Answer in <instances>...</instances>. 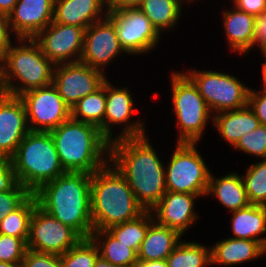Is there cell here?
Wrapping results in <instances>:
<instances>
[{
	"label": "cell",
	"instance_id": "cell-1",
	"mask_svg": "<svg viewBox=\"0 0 266 267\" xmlns=\"http://www.w3.org/2000/svg\"><path fill=\"white\" fill-rule=\"evenodd\" d=\"M109 161L125 177L145 211H150L167 192L165 165L147 135L110 142Z\"/></svg>",
	"mask_w": 266,
	"mask_h": 267
},
{
	"label": "cell",
	"instance_id": "cell-2",
	"mask_svg": "<svg viewBox=\"0 0 266 267\" xmlns=\"http://www.w3.org/2000/svg\"><path fill=\"white\" fill-rule=\"evenodd\" d=\"M91 179L85 172H66L43 184L34 195L38 206L70 226L82 238L93 232L91 217Z\"/></svg>",
	"mask_w": 266,
	"mask_h": 267
},
{
	"label": "cell",
	"instance_id": "cell-3",
	"mask_svg": "<svg viewBox=\"0 0 266 267\" xmlns=\"http://www.w3.org/2000/svg\"><path fill=\"white\" fill-rule=\"evenodd\" d=\"M145 212L125 177L110 161L92 174L91 217L94 230L136 219Z\"/></svg>",
	"mask_w": 266,
	"mask_h": 267
},
{
	"label": "cell",
	"instance_id": "cell-4",
	"mask_svg": "<svg viewBox=\"0 0 266 267\" xmlns=\"http://www.w3.org/2000/svg\"><path fill=\"white\" fill-rule=\"evenodd\" d=\"M50 134L66 172L93 174L109 162L110 141L94 125L70 118Z\"/></svg>",
	"mask_w": 266,
	"mask_h": 267
},
{
	"label": "cell",
	"instance_id": "cell-5",
	"mask_svg": "<svg viewBox=\"0 0 266 267\" xmlns=\"http://www.w3.org/2000/svg\"><path fill=\"white\" fill-rule=\"evenodd\" d=\"M15 40L19 45L13 46L12 43L0 67L1 92L19 96L28 90L52 84L56 65L43 54L38 43L33 38Z\"/></svg>",
	"mask_w": 266,
	"mask_h": 267
},
{
	"label": "cell",
	"instance_id": "cell-6",
	"mask_svg": "<svg viewBox=\"0 0 266 267\" xmlns=\"http://www.w3.org/2000/svg\"><path fill=\"white\" fill-rule=\"evenodd\" d=\"M11 161L17 181L31 193L66 173L50 132L29 131Z\"/></svg>",
	"mask_w": 266,
	"mask_h": 267
},
{
	"label": "cell",
	"instance_id": "cell-7",
	"mask_svg": "<svg viewBox=\"0 0 266 267\" xmlns=\"http://www.w3.org/2000/svg\"><path fill=\"white\" fill-rule=\"evenodd\" d=\"M173 111L178 123V142L198 143L213 114L193 82L183 73L171 74Z\"/></svg>",
	"mask_w": 266,
	"mask_h": 267
},
{
	"label": "cell",
	"instance_id": "cell-8",
	"mask_svg": "<svg viewBox=\"0 0 266 267\" xmlns=\"http://www.w3.org/2000/svg\"><path fill=\"white\" fill-rule=\"evenodd\" d=\"M197 144L177 142L165 166L166 191L205 197L211 171L197 150Z\"/></svg>",
	"mask_w": 266,
	"mask_h": 267
},
{
	"label": "cell",
	"instance_id": "cell-9",
	"mask_svg": "<svg viewBox=\"0 0 266 267\" xmlns=\"http://www.w3.org/2000/svg\"><path fill=\"white\" fill-rule=\"evenodd\" d=\"M196 86L211 113H220L248 105L250 87L238 77L224 72L198 70L183 72Z\"/></svg>",
	"mask_w": 266,
	"mask_h": 267
},
{
	"label": "cell",
	"instance_id": "cell-10",
	"mask_svg": "<svg viewBox=\"0 0 266 267\" xmlns=\"http://www.w3.org/2000/svg\"><path fill=\"white\" fill-rule=\"evenodd\" d=\"M121 47L127 55H143L156 48L161 33L138 7H124L108 11Z\"/></svg>",
	"mask_w": 266,
	"mask_h": 267
},
{
	"label": "cell",
	"instance_id": "cell-11",
	"mask_svg": "<svg viewBox=\"0 0 266 267\" xmlns=\"http://www.w3.org/2000/svg\"><path fill=\"white\" fill-rule=\"evenodd\" d=\"M19 98L24 104L30 131L50 132L71 118V108L53 84L28 90Z\"/></svg>",
	"mask_w": 266,
	"mask_h": 267
},
{
	"label": "cell",
	"instance_id": "cell-12",
	"mask_svg": "<svg viewBox=\"0 0 266 267\" xmlns=\"http://www.w3.org/2000/svg\"><path fill=\"white\" fill-rule=\"evenodd\" d=\"M81 239L70 226L52 217L38 205L35 207L30 219L27 249L61 255Z\"/></svg>",
	"mask_w": 266,
	"mask_h": 267
},
{
	"label": "cell",
	"instance_id": "cell-13",
	"mask_svg": "<svg viewBox=\"0 0 266 267\" xmlns=\"http://www.w3.org/2000/svg\"><path fill=\"white\" fill-rule=\"evenodd\" d=\"M106 79L105 72L76 61L57 64L52 84L71 108L80 99L99 89Z\"/></svg>",
	"mask_w": 266,
	"mask_h": 267
},
{
	"label": "cell",
	"instance_id": "cell-14",
	"mask_svg": "<svg viewBox=\"0 0 266 267\" xmlns=\"http://www.w3.org/2000/svg\"><path fill=\"white\" fill-rule=\"evenodd\" d=\"M84 35V28L52 21L33 39L43 54L57 65L80 61L84 49Z\"/></svg>",
	"mask_w": 266,
	"mask_h": 267
},
{
	"label": "cell",
	"instance_id": "cell-15",
	"mask_svg": "<svg viewBox=\"0 0 266 267\" xmlns=\"http://www.w3.org/2000/svg\"><path fill=\"white\" fill-rule=\"evenodd\" d=\"M131 91L126 87H114L108 78L106 79V104L103 122V135L112 142L124 137H141L146 135L144 121L141 119L131 122L134 112V100ZM122 131L118 135L113 134L114 125H122ZM114 135V136H113Z\"/></svg>",
	"mask_w": 266,
	"mask_h": 267
},
{
	"label": "cell",
	"instance_id": "cell-16",
	"mask_svg": "<svg viewBox=\"0 0 266 267\" xmlns=\"http://www.w3.org/2000/svg\"><path fill=\"white\" fill-rule=\"evenodd\" d=\"M122 52L127 54L121 47L115 25L108 16L95 21L85 30L81 62L104 72L103 69Z\"/></svg>",
	"mask_w": 266,
	"mask_h": 267
},
{
	"label": "cell",
	"instance_id": "cell-17",
	"mask_svg": "<svg viewBox=\"0 0 266 267\" xmlns=\"http://www.w3.org/2000/svg\"><path fill=\"white\" fill-rule=\"evenodd\" d=\"M203 196L167 191L150 210L156 223L176 230L181 236L198 219L195 200Z\"/></svg>",
	"mask_w": 266,
	"mask_h": 267
},
{
	"label": "cell",
	"instance_id": "cell-18",
	"mask_svg": "<svg viewBox=\"0 0 266 267\" xmlns=\"http://www.w3.org/2000/svg\"><path fill=\"white\" fill-rule=\"evenodd\" d=\"M29 131L22 100L0 92V157L11 158Z\"/></svg>",
	"mask_w": 266,
	"mask_h": 267
},
{
	"label": "cell",
	"instance_id": "cell-19",
	"mask_svg": "<svg viewBox=\"0 0 266 267\" xmlns=\"http://www.w3.org/2000/svg\"><path fill=\"white\" fill-rule=\"evenodd\" d=\"M55 0H18L8 16L15 38H34L54 16Z\"/></svg>",
	"mask_w": 266,
	"mask_h": 267
},
{
	"label": "cell",
	"instance_id": "cell-20",
	"mask_svg": "<svg viewBox=\"0 0 266 267\" xmlns=\"http://www.w3.org/2000/svg\"><path fill=\"white\" fill-rule=\"evenodd\" d=\"M108 12L100 0H55L53 21L72 25L85 30L95 21L107 16Z\"/></svg>",
	"mask_w": 266,
	"mask_h": 267
},
{
	"label": "cell",
	"instance_id": "cell-21",
	"mask_svg": "<svg viewBox=\"0 0 266 267\" xmlns=\"http://www.w3.org/2000/svg\"><path fill=\"white\" fill-rule=\"evenodd\" d=\"M263 254H266V248L260 242L229 237L211 246V266L246 263Z\"/></svg>",
	"mask_w": 266,
	"mask_h": 267
},
{
	"label": "cell",
	"instance_id": "cell-22",
	"mask_svg": "<svg viewBox=\"0 0 266 267\" xmlns=\"http://www.w3.org/2000/svg\"><path fill=\"white\" fill-rule=\"evenodd\" d=\"M223 28L229 48L237 53L246 54L253 49L255 16L233 9L223 11Z\"/></svg>",
	"mask_w": 266,
	"mask_h": 267
},
{
	"label": "cell",
	"instance_id": "cell-23",
	"mask_svg": "<svg viewBox=\"0 0 266 267\" xmlns=\"http://www.w3.org/2000/svg\"><path fill=\"white\" fill-rule=\"evenodd\" d=\"M212 123L222 139L233 147L244 134L261 125L249 105L236 110L215 113Z\"/></svg>",
	"mask_w": 266,
	"mask_h": 267
},
{
	"label": "cell",
	"instance_id": "cell-24",
	"mask_svg": "<svg viewBox=\"0 0 266 267\" xmlns=\"http://www.w3.org/2000/svg\"><path fill=\"white\" fill-rule=\"evenodd\" d=\"M208 195L215 196L219 203L230 212L250 205L243 178L236 172L228 173L220 178H215L211 173L205 197Z\"/></svg>",
	"mask_w": 266,
	"mask_h": 267
},
{
	"label": "cell",
	"instance_id": "cell-25",
	"mask_svg": "<svg viewBox=\"0 0 266 267\" xmlns=\"http://www.w3.org/2000/svg\"><path fill=\"white\" fill-rule=\"evenodd\" d=\"M182 236L166 226L153 221L138 251V260H166L168 255L181 241Z\"/></svg>",
	"mask_w": 266,
	"mask_h": 267
},
{
	"label": "cell",
	"instance_id": "cell-26",
	"mask_svg": "<svg viewBox=\"0 0 266 267\" xmlns=\"http://www.w3.org/2000/svg\"><path fill=\"white\" fill-rule=\"evenodd\" d=\"M232 214V238L254 240L266 248V237H260L266 233V207L250 204Z\"/></svg>",
	"mask_w": 266,
	"mask_h": 267
},
{
	"label": "cell",
	"instance_id": "cell-27",
	"mask_svg": "<svg viewBox=\"0 0 266 267\" xmlns=\"http://www.w3.org/2000/svg\"><path fill=\"white\" fill-rule=\"evenodd\" d=\"M90 238L97 245L99 256L118 267H133L138 253L117 240L108 230H93Z\"/></svg>",
	"mask_w": 266,
	"mask_h": 267
},
{
	"label": "cell",
	"instance_id": "cell-28",
	"mask_svg": "<svg viewBox=\"0 0 266 267\" xmlns=\"http://www.w3.org/2000/svg\"><path fill=\"white\" fill-rule=\"evenodd\" d=\"M188 0H142L137 6L152 22L156 29L171 30L178 23L182 14L183 3Z\"/></svg>",
	"mask_w": 266,
	"mask_h": 267
},
{
	"label": "cell",
	"instance_id": "cell-29",
	"mask_svg": "<svg viewBox=\"0 0 266 267\" xmlns=\"http://www.w3.org/2000/svg\"><path fill=\"white\" fill-rule=\"evenodd\" d=\"M106 104V80L95 92L80 99L71 107V119L98 127L103 134Z\"/></svg>",
	"mask_w": 266,
	"mask_h": 267
},
{
	"label": "cell",
	"instance_id": "cell-30",
	"mask_svg": "<svg viewBox=\"0 0 266 267\" xmlns=\"http://www.w3.org/2000/svg\"><path fill=\"white\" fill-rule=\"evenodd\" d=\"M166 262L168 267H205L211 264V247L181 240Z\"/></svg>",
	"mask_w": 266,
	"mask_h": 267
},
{
	"label": "cell",
	"instance_id": "cell-31",
	"mask_svg": "<svg viewBox=\"0 0 266 267\" xmlns=\"http://www.w3.org/2000/svg\"><path fill=\"white\" fill-rule=\"evenodd\" d=\"M37 205L36 196L32 193L16 210L6 215L0 222V234L22 238L27 243L30 219Z\"/></svg>",
	"mask_w": 266,
	"mask_h": 267
},
{
	"label": "cell",
	"instance_id": "cell-32",
	"mask_svg": "<svg viewBox=\"0 0 266 267\" xmlns=\"http://www.w3.org/2000/svg\"><path fill=\"white\" fill-rule=\"evenodd\" d=\"M154 221L152 213L145 211L136 219L126 221L107 229L117 240L128 245L137 253L145 239L149 225Z\"/></svg>",
	"mask_w": 266,
	"mask_h": 267
},
{
	"label": "cell",
	"instance_id": "cell-33",
	"mask_svg": "<svg viewBox=\"0 0 266 267\" xmlns=\"http://www.w3.org/2000/svg\"><path fill=\"white\" fill-rule=\"evenodd\" d=\"M242 178L250 204L266 207V159L250 164Z\"/></svg>",
	"mask_w": 266,
	"mask_h": 267
},
{
	"label": "cell",
	"instance_id": "cell-34",
	"mask_svg": "<svg viewBox=\"0 0 266 267\" xmlns=\"http://www.w3.org/2000/svg\"><path fill=\"white\" fill-rule=\"evenodd\" d=\"M59 256L61 267H94L99 257V250L91 238H82L75 246Z\"/></svg>",
	"mask_w": 266,
	"mask_h": 267
},
{
	"label": "cell",
	"instance_id": "cell-35",
	"mask_svg": "<svg viewBox=\"0 0 266 267\" xmlns=\"http://www.w3.org/2000/svg\"><path fill=\"white\" fill-rule=\"evenodd\" d=\"M236 150L250 156L266 159V126L260 125L251 132L244 134L234 146Z\"/></svg>",
	"mask_w": 266,
	"mask_h": 267
},
{
	"label": "cell",
	"instance_id": "cell-36",
	"mask_svg": "<svg viewBox=\"0 0 266 267\" xmlns=\"http://www.w3.org/2000/svg\"><path fill=\"white\" fill-rule=\"evenodd\" d=\"M27 243L18 237L0 234V261L8 263H22Z\"/></svg>",
	"mask_w": 266,
	"mask_h": 267
},
{
	"label": "cell",
	"instance_id": "cell-37",
	"mask_svg": "<svg viewBox=\"0 0 266 267\" xmlns=\"http://www.w3.org/2000/svg\"><path fill=\"white\" fill-rule=\"evenodd\" d=\"M32 193L19 182L11 189L0 192V222L16 210Z\"/></svg>",
	"mask_w": 266,
	"mask_h": 267
},
{
	"label": "cell",
	"instance_id": "cell-38",
	"mask_svg": "<svg viewBox=\"0 0 266 267\" xmlns=\"http://www.w3.org/2000/svg\"><path fill=\"white\" fill-rule=\"evenodd\" d=\"M22 267H61L60 256L27 249L22 260Z\"/></svg>",
	"mask_w": 266,
	"mask_h": 267
},
{
	"label": "cell",
	"instance_id": "cell-39",
	"mask_svg": "<svg viewBox=\"0 0 266 267\" xmlns=\"http://www.w3.org/2000/svg\"><path fill=\"white\" fill-rule=\"evenodd\" d=\"M248 105L259 119L261 125L266 126V91L249 90Z\"/></svg>",
	"mask_w": 266,
	"mask_h": 267
},
{
	"label": "cell",
	"instance_id": "cell-40",
	"mask_svg": "<svg viewBox=\"0 0 266 267\" xmlns=\"http://www.w3.org/2000/svg\"><path fill=\"white\" fill-rule=\"evenodd\" d=\"M17 183L11 158L0 157V192L11 190Z\"/></svg>",
	"mask_w": 266,
	"mask_h": 267
},
{
	"label": "cell",
	"instance_id": "cell-41",
	"mask_svg": "<svg viewBox=\"0 0 266 267\" xmlns=\"http://www.w3.org/2000/svg\"><path fill=\"white\" fill-rule=\"evenodd\" d=\"M12 30L7 16L0 15V67L2 66L7 51L12 45Z\"/></svg>",
	"mask_w": 266,
	"mask_h": 267
},
{
	"label": "cell",
	"instance_id": "cell-42",
	"mask_svg": "<svg viewBox=\"0 0 266 267\" xmlns=\"http://www.w3.org/2000/svg\"><path fill=\"white\" fill-rule=\"evenodd\" d=\"M255 45L260 53L266 49V11L255 16L253 48Z\"/></svg>",
	"mask_w": 266,
	"mask_h": 267
},
{
	"label": "cell",
	"instance_id": "cell-43",
	"mask_svg": "<svg viewBox=\"0 0 266 267\" xmlns=\"http://www.w3.org/2000/svg\"><path fill=\"white\" fill-rule=\"evenodd\" d=\"M232 2L234 7L253 16L266 11V0H232Z\"/></svg>",
	"mask_w": 266,
	"mask_h": 267
},
{
	"label": "cell",
	"instance_id": "cell-44",
	"mask_svg": "<svg viewBox=\"0 0 266 267\" xmlns=\"http://www.w3.org/2000/svg\"><path fill=\"white\" fill-rule=\"evenodd\" d=\"M18 0H0V15L9 16Z\"/></svg>",
	"mask_w": 266,
	"mask_h": 267
},
{
	"label": "cell",
	"instance_id": "cell-45",
	"mask_svg": "<svg viewBox=\"0 0 266 267\" xmlns=\"http://www.w3.org/2000/svg\"><path fill=\"white\" fill-rule=\"evenodd\" d=\"M133 267H168L166 260H138Z\"/></svg>",
	"mask_w": 266,
	"mask_h": 267
},
{
	"label": "cell",
	"instance_id": "cell-46",
	"mask_svg": "<svg viewBox=\"0 0 266 267\" xmlns=\"http://www.w3.org/2000/svg\"><path fill=\"white\" fill-rule=\"evenodd\" d=\"M100 3L107 12L113 9L121 8V0H100Z\"/></svg>",
	"mask_w": 266,
	"mask_h": 267
},
{
	"label": "cell",
	"instance_id": "cell-47",
	"mask_svg": "<svg viewBox=\"0 0 266 267\" xmlns=\"http://www.w3.org/2000/svg\"><path fill=\"white\" fill-rule=\"evenodd\" d=\"M142 0H121V8L137 7Z\"/></svg>",
	"mask_w": 266,
	"mask_h": 267
},
{
	"label": "cell",
	"instance_id": "cell-48",
	"mask_svg": "<svg viewBox=\"0 0 266 267\" xmlns=\"http://www.w3.org/2000/svg\"><path fill=\"white\" fill-rule=\"evenodd\" d=\"M94 267H118L115 266L111 263H109L108 261L102 259L100 256L98 257V259L96 260Z\"/></svg>",
	"mask_w": 266,
	"mask_h": 267
},
{
	"label": "cell",
	"instance_id": "cell-49",
	"mask_svg": "<svg viewBox=\"0 0 266 267\" xmlns=\"http://www.w3.org/2000/svg\"><path fill=\"white\" fill-rule=\"evenodd\" d=\"M262 56L264 57L265 59V62H263L262 64V91H266V57L262 54Z\"/></svg>",
	"mask_w": 266,
	"mask_h": 267
},
{
	"label": "cell",
	"instance_id": "cell-50",
	"mask_svg": "<svg viewBox=\"0 0 266 267\" xmlns=\"http://www.w3.org/2000/svg\"><path fill=\"white\" fill-rule=\"evenodd\" d=\"M0 267H22V263H8L0 261Z\"/></svg>",
	"mask_w": 266,
	"mask_h": 267
},
{
	"label": "cell",
	"instance_id": "cell-51",
	"mask_svg": "<svg viewBox=\"0 0 266 267\" xmlns=\"http://www.w3.org/2000/svg\"><path fill=\"white\" fill-rule=\"evenodd\" d=\"M262 54L266 57V49L262 52Z\"/></svg>",
	"mask_w": 266,
	"mask_h": 267
}]
</instances>
